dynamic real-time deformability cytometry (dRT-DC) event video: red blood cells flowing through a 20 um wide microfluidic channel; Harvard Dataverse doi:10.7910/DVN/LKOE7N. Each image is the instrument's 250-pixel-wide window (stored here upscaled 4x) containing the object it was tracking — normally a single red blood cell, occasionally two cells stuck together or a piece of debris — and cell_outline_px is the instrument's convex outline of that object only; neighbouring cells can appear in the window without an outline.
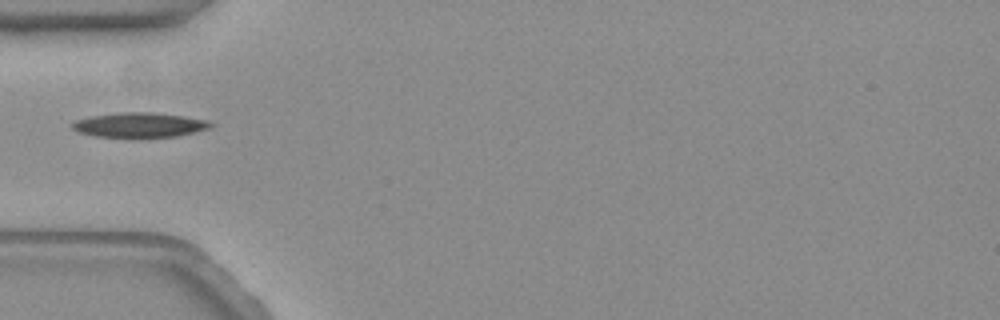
{"species": "common noctule bat (a hibernating species)", "species_latin": "Nyctalus noctula", "temperature_condition": "warm", "stored_images_in_passage": 41, "camera_frame_rate_fps": 3000, "um_per_image_px": 0.085, "animal": {"sex": "female", "body_mass_g": 19.3, "forearm_length_mm": 54.1}, "frame": {"image": 1, "passage_image": 1, "time_ms": 0.0, "image_size_px": [1000, 320], "cell_outline_px": [[212, 128], [196, 132], [176, 136], [140, 140], [92, 136], [76, 132], [72, 128], [72, 124], [76, 120], [92, 116], [124, 112], [152, 112], [184, 116], [208, 120], [212, 124]], "centroid_in_image_um": [11.86, 10.67], "position_along_channel_um": 73.1, "area_um2": 20.87}}
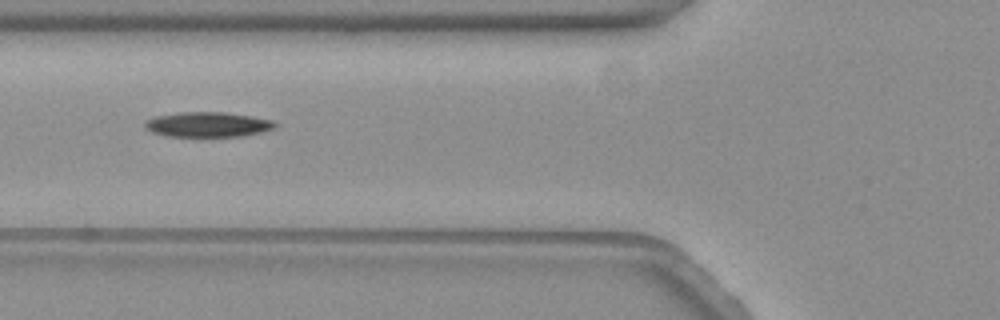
{"frame": {"image": 2, "passage_image": 4, "time_ms": 1.0, "image_size_px": [1000, 320], "cell_outline_px": [[276, 124], [272, 128], [260, 132], [244, 136], [164, 136], [152, 132], [144, 128], [144, 120], [152, 116], [180, 112], [224, 112], [252, 116], [272, 120]], "centroid_in_image_um": [17.56, 10.57], "position_along_channel_um": 108.2, "area_um2": 19.02}}
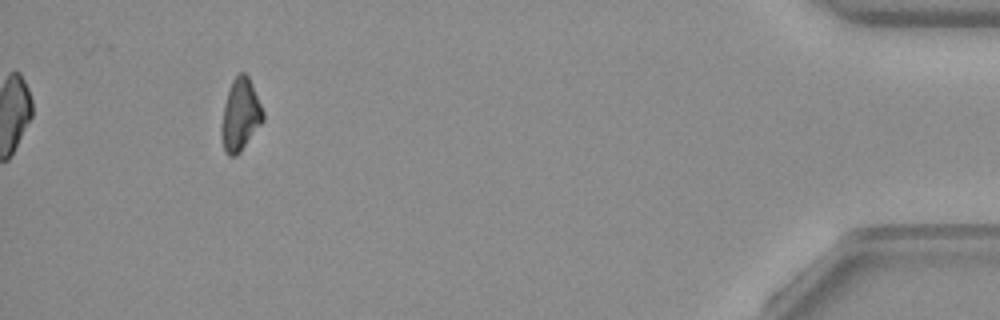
{"frame": {"image": 3, "passage_image": 37, "time_ms": 12.0, "image_size_px": [1000, 320], "cell_outline_px": [[264, 120], [240, 152], [236, 156], [228, 156], [224, 152], [220, 136], [220, 124], [224, 104], [232, 80], [240, 72], [244, 72], [248, 76], [252, 84], [264, 112]], "centroid_in_image_um": [20.4, 9.8], "position_along_channel_um": 414.8, "area_um2": 17.63}}